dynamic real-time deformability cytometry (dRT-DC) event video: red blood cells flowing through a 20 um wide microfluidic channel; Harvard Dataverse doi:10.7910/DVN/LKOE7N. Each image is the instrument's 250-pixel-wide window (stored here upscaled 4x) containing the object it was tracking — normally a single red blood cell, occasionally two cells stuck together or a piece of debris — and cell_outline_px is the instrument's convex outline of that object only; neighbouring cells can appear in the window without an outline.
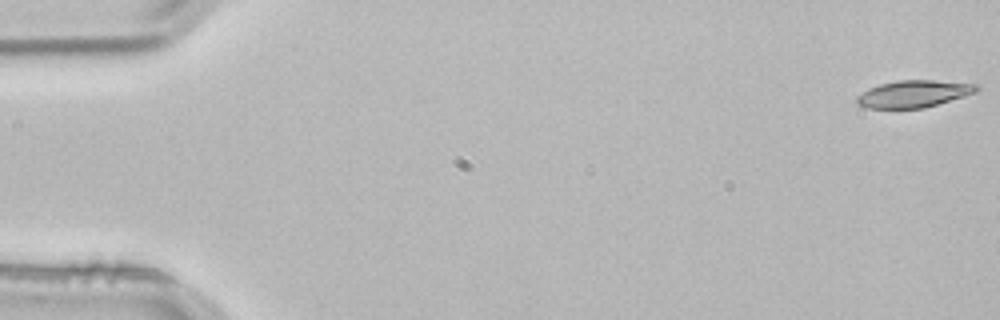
{"species": "common noctule bat (a hibernating species)", "species_latin": "Nyctalus noctula", "temperature_condition": "room temperature", "stored_images_in_passage": 4, "segment_of_instrument_passage": [1, 2], "camera_frame_rate_fps": 3000, "um_per_image_px": 0.085, "animal": {"sex": "male", "body_mass_g": 21.5, "forearm_length_mm": 52.0}, "frame": {"image": 1, "passage_image": 1, "time_ms": 0.0, "image_size_px": [1000, 320], "cell_outline_px": [[980, 88], [976, 92], [964, 96], [924, 108], [864, 108], [856, 104], [856, 96], [868, 88], [880, 84], [900, 80], [932, 80], [980, 84]], "centroid_in_image_um": [77.65, 7.97], "position_along_channel_um": 7.4, "area_um2": 18.96}}
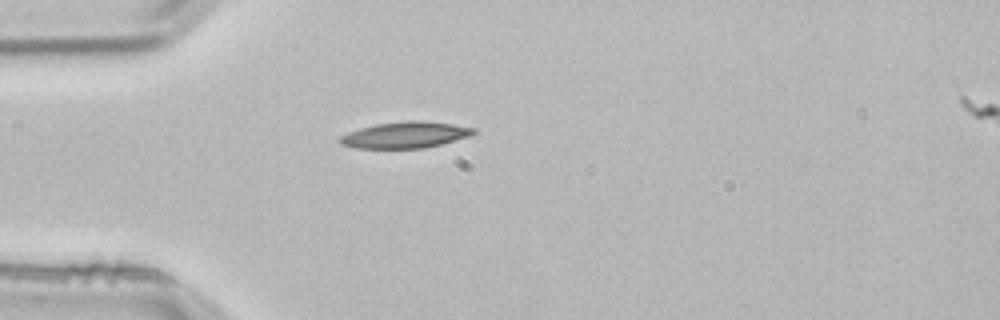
{"frame": {"image": 2, "passage_image": 3, "time_ms": 0.667, "image_size_px": [1000, 320], "cell_outline_px": [[476, 132], [472, 136], [424, 148], [356, 148], [340, 144], [340, 136], [348, 132], [360, 128], [376, 124], [408, 120], [420, 120], [452, 124], [476, 128]], "centroid_in_image_um": [34.47, 11.46], "position_along_channel_um": 50.5, "area_um2": 20.46}}